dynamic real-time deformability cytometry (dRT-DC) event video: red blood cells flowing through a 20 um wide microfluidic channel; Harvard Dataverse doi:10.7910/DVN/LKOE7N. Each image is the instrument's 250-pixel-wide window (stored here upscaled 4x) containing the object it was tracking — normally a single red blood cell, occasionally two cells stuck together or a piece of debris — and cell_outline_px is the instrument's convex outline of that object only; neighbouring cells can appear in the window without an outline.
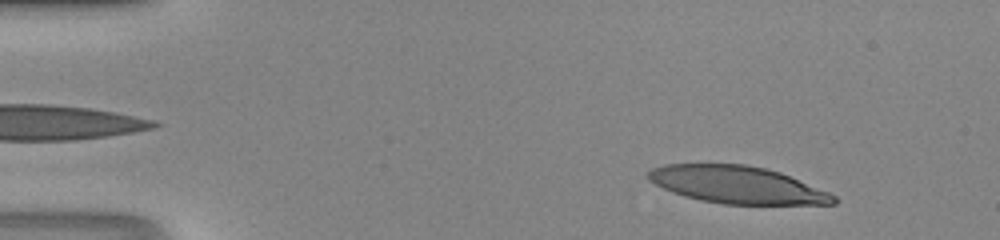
{"species": "human", "species_latin": "Homo sapiens", "temperature_condition": "room temperature", "stored_images_in_passage": 46, "camera_frame_rate_fps": 3000, "um_per_image_px": 0.085, "donor": {"sex": "male"}, "frame": {"image": 1, "passage_image": 5, "time_ms": 1.333, "image_size_px": [1000, 240], "cell_outline_px": [[836, 204], [724, 204], [700, 200], [684, 196], [672, 192], [648, 180], [644, 176], [652, 168], [664, 164], [744, 164], [764, 168], [780, 172], [828, 192], [836, 196]], "centroid_in_image_um": [62.62, 15.7], "position_along_channel_um": 22.4, "area_um2": 40.11}}
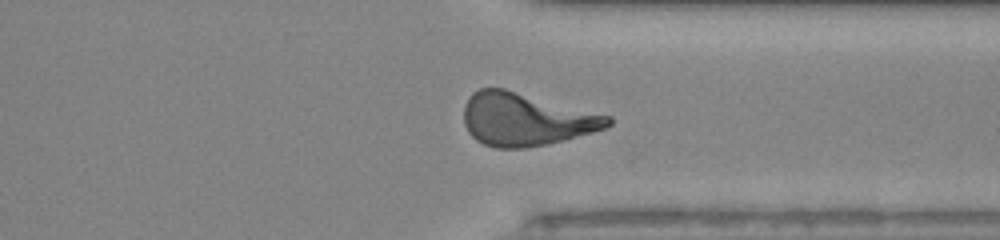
{"frame": {"image": 2, "passage_image": 35, "time_ms": 11.333, "image_size_px": [1000, 240], "cell_outline_px": [[612, 124], [604, 128], [592, 132], [564, 140], [548, 144], [524, 148], [496, 148], [484, 144], [476, 140], [468, 132], [464, 124], [464, 104], [468, 96], [472, 92], [480, 88], [504, 88], [612, 116]], "centroid_in_image_um": [44.68, 10.14], "position_along_channel_um": 366.7, "area_um2": 44.51}}
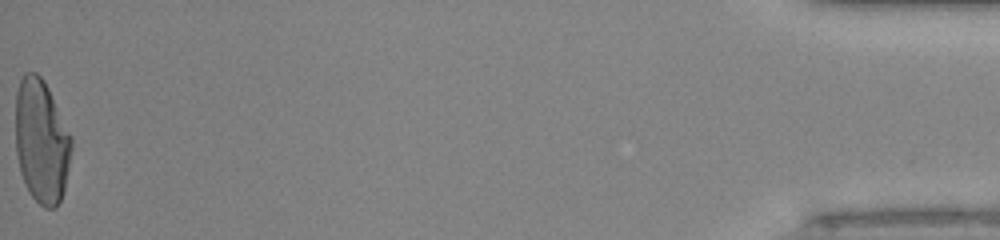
{"frame": {"image": 3, "passage_image": 46, "time_ms": 15.0, "image_size_px": [1000, 240], "cell_outline_px": [[72, 148], [64, 192], [56, 208], [44, 208], [28, 192], [24, 184], [20, 172], [16, 156], [16, 92], [20, 80], [24, 72], [36, 72], [44, 80], [72, 136]], "centroid_in_image_um": [3.52, 12.02], "position_along_channel_um": 431.7, "area_um2": 40.69}}